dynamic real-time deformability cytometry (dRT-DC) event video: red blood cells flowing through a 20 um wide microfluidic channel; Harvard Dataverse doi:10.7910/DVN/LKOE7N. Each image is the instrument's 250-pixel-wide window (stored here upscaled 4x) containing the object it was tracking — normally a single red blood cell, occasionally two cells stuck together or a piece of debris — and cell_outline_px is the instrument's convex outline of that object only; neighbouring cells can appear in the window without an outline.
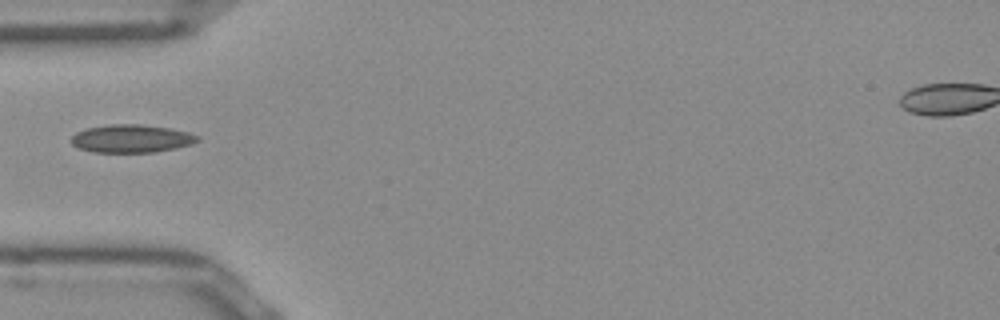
{"species": "Egyptian fruit bat (a non-hibernating species)", "species_latin": "Rousettus aegyptiacus", "temperature_condition": "room temperature", "stored_images_in_passage": 12, "camera_frame_rate_fps": 3000, "um_per_image_px": 0.085, "frame": {"image": 1, "passage_image": 1, "time_ms": 0.0, "image_size_px": [1000, 320], "cell_outline_px": [[200, 140], [192, 144], [176, 148], [156, 152], [92, 152], [80, 148], [72, 144], [72, 136], [76, 132], [84, 128], [108, 124], [140, 124], [168, 128], [188, 132], [200, 136]], "centroid_in_image_um": [11.18, 11.77], "position_along_channel_um": 73.8, "area_um2": 20.69}}
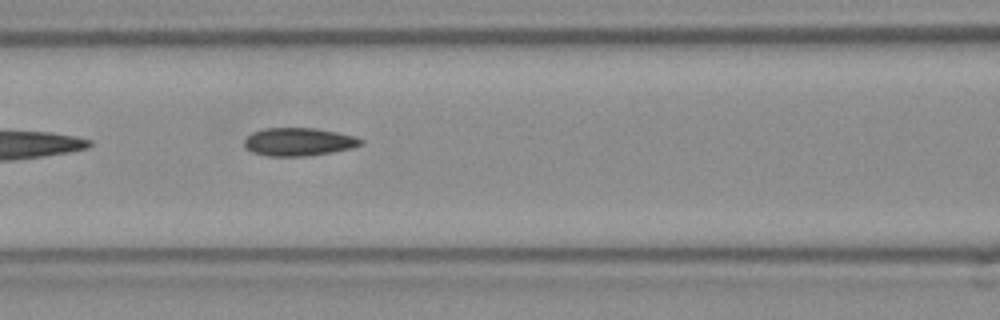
{"frame": {"image": 2, "passage_image": 6, "time_ms": 1.667, "image_size_px": [1000, 320], "cell_outline_px": [[364, 144], [352, 148], [332, 152], [300, 156], [272, 156], [252, 152], [244, 144], [244, 140], [252, 132], [264, 128], [316, 128], [356, 136], [364, 140]], "centroid_in_image_um": [25.43, 12.04], "position_along_channel_um": 141.2, "area_um2": 18.96}}